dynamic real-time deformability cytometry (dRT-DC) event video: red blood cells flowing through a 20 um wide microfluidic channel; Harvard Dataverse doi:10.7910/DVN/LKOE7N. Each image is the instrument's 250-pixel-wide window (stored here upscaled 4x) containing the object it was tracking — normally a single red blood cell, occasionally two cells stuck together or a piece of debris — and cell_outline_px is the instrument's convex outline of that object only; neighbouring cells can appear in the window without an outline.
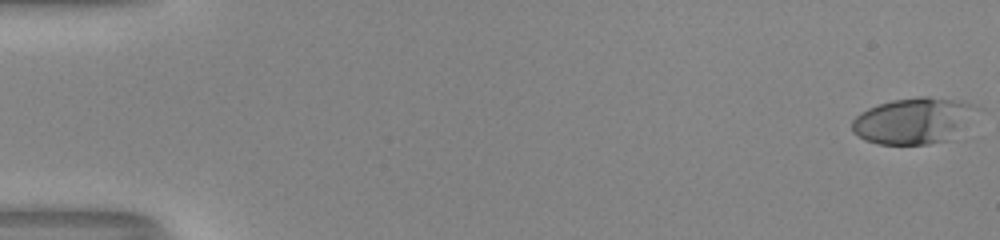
{"species": "human", "species_latin": "Homo sapiens", "temperature_condition": "room temperature", "stored_images_in_passage": 49, "camera_frame_rate_fps": 3000, "um_per_image_px": 0.085, "donor": {"sex": "male"}, "frame": {"image": 1, "passage_image": 1, "time_ms": 0.0, "image_size_px": [1000, 240], "cell_outline_px": [[968, 104], [948, 140], [928, 144], [880, 144], [864, 140], [852, 132], [852, 120], [860, 112], [868, 108], [892, 100], [920, 96], [928, 96], [952, 100]], "centroid_in_image_um": [77.29, 10.28], "position_along_channel_um": 7.7, "area_um2": 31.04}}
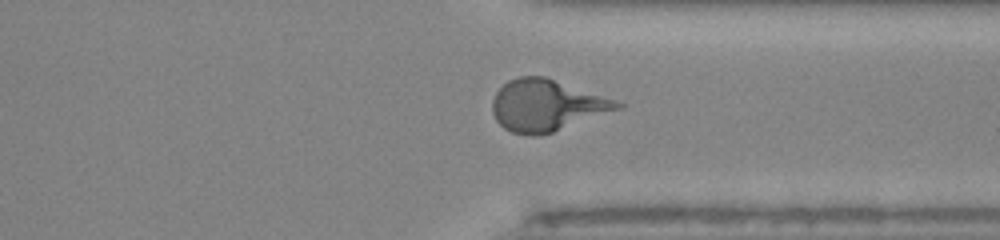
{"frame": {"image": 2, "passage_image": 41, "time_ms": 13.333, "image_size_px": [1000, 240], "cell_outline_px": [[624, 108], [540, 136], [528, 136], [512, 132], [504, 128], [496, 120], [492, 112], [492, 100], [496, 92], [508, 80], [520, 76], [544, 76], [624, 104]], "centroid_in_image_um": [46.42, 8.98], "position_along_channel_um": 365.0, "area_um2": 37.17}}
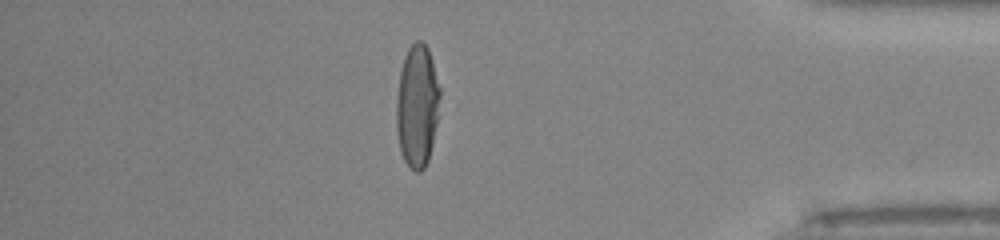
{"frame": {"image": 3, "passage_image": 46, "time_ms": 15.0, "image_size_px": [1000, 240], "cell_outline_px": [[440, 96], [436, 124], [432, 144], [428, 160], [424, 168], [420, 172], [416, 172], [404, 160], [400, 152], [396, 128], [396, 100], [400, 72], [404, 56], [408, 48], [416, 40], [420, 40], [428, 48], [440, 88]], "centroid_in_image_um": [35.44, 9.0], "position_along_channel_um": 399.8, "area_um2": 31.04}, "authors_computed_cell_mechanics": {"area_um2": 34.5066, "velocity_mm_per_s": 4.0915, "shape_relaxation_time_tau1_ms": 4.7545, "shape_relaxation_time_tau2_ms": 0.6659, "deformation_change_tau1": 0.2509, "deformation_change_tau2": 0.0792}}